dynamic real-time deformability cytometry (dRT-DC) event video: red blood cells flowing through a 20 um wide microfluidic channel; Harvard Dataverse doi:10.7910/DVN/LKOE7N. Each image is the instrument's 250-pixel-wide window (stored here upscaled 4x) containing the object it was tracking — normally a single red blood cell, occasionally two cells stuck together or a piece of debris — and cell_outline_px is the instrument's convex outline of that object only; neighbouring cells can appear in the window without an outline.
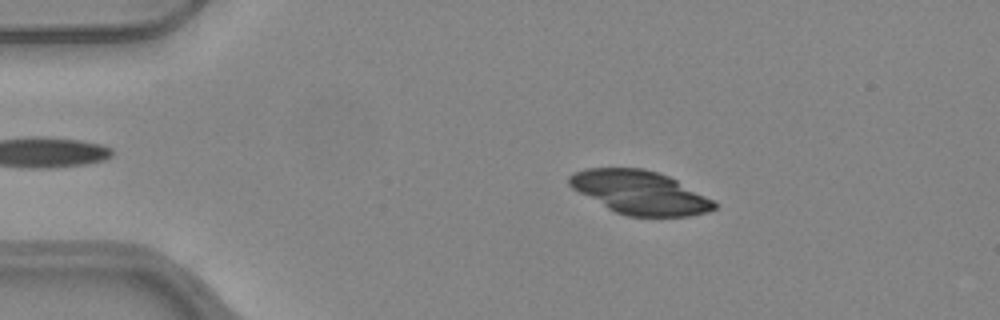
{"species": "common noctule bat (a hibernating species)", "species_latin": "Nyctalus noctula", "temperature_condition": "warm", "stored_images_in_passage": 47, "camera_frame_rate_fps": 3000, "um_per_image_px": 0.085, "animal": {"sex": "female", "body_mass_g": 24.6, "forearm_length_mm": 56.2}, "frame": {"image": 1, "passage_image": 9, "time_ms": 2.667, "image_size_px": [1000, 320], "cell_outline_px": [[716, 208], [708, 212], [688, 216], [628, 216], [616, 212], [608, 208], [572, 188], [568, 184], [568, 176], [584, 168], [644, 168], [668, 176], [716, 200]], "centroid_in_image_um": [54.42, 16.35], "position_along_channel_um": 30.6, "area_um2": 36.53}}
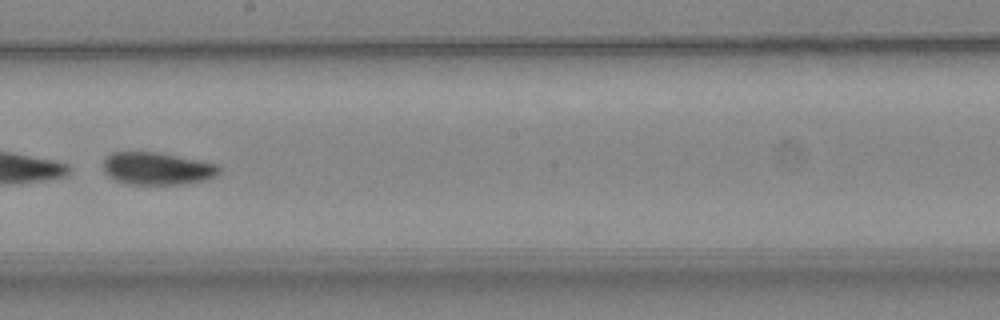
{"frame": {"image": 2, "passage_image": 29, "time_ms": 9.333, "image_size_px": [1000, 320], "cell_outline_px": [[220, 176], [208, 180], [184, 184], [128, 184], [116, 180], [108, 176], [104, 172], [104, 156], [112, 152], [160, 152], [220, 164]], "centroid_in_image_um": [13.42, 14.32], "position_along_channel_um": 234.8, "area_um2": 22.43}}
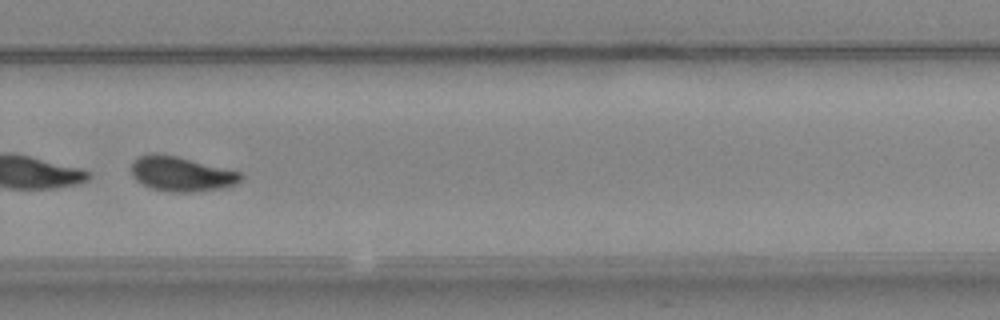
{"frame": {"image": 3, "passage_image": 35, "time_ms": 11.333, "image_size_px": [1000, 320], "cell_outline_px": [[244, 176], [236, 184], [220, 188], [196, 192], [168, 192], [152, 188], [136, 180], [132, 176], [132, 160], [140, 156], [156, 152], [176, 156], [240, 172]], "centroid_in_image_um": [15.39, 14.78], "position_along_channel_um": 314.4, "area_um2": 22.02}, "authors_computed_cell_mechanics": {"area_um2": 23.0044, "velocity_mm_per_s": 3.9942, "shape_relaxation_time_tau1_ms": 0.6533, "shape_relaxation_time_tau2_ms": 5.0075, "deformation_change_tau1": 0.2615, "deformation_change_tau2": 0.1035}}